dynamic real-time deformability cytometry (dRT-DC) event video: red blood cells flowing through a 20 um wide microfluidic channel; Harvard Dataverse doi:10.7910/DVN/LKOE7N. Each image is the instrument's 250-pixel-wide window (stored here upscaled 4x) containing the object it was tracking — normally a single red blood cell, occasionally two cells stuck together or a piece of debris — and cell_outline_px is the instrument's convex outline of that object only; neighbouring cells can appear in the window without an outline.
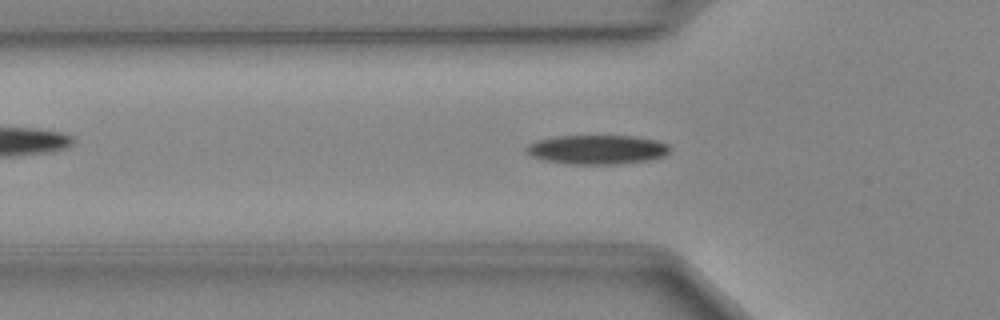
{"species": "Egyptian fruit bat (a non-hibernating species)", "species_latin": "Rousettus aegyptiacus", "temperature_condition": "cold", "stored_images_in_passage": 48, "camera_frame_rate_fps": 3000, "um_per_image_px": 0.085, "animal": {"sex": "female"}, "frame": {"image": 1, "passage_image": 15, "time_ms": 4.667, "image_size_px": [1000, 320], "cell_outline_px": [[672, 148], [664, 156], [648, 160], [616, 164], [572, 164], [544, 160], [532, 156], [524, 148], [528, 144], [536, 140], [556, 136], [632, 136], [656, 140], [668, 144]], "centroid_in_image_um": [50.76, 12.71], "position_along_channel_um": 75.0, "area_um2": 24.39}}
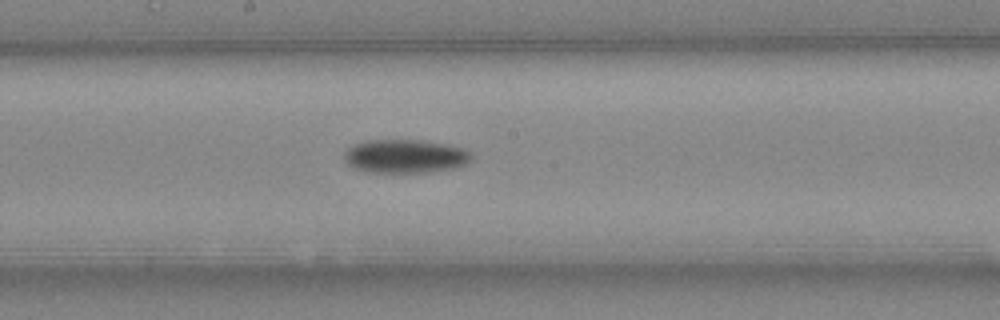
{"frame": {"image": 2, "passage_image": 25, "time_ms": 8.0, "image_size_px": [1000, 320], "cell_outline_px": [[472, 160], [464, 164], [452, 168], [428, 172], [368, 172], [352, 168], [344, 160], [344, 152], [348, 148], [356, 144], [368, 140], [420, 140], [444, 144], [460, 148], [468, 152], [472, 156]], "centroid_in_image_um": [34.38, 13.29], "position_along_channel_um": 213.8, "area_um2": 24.62}}
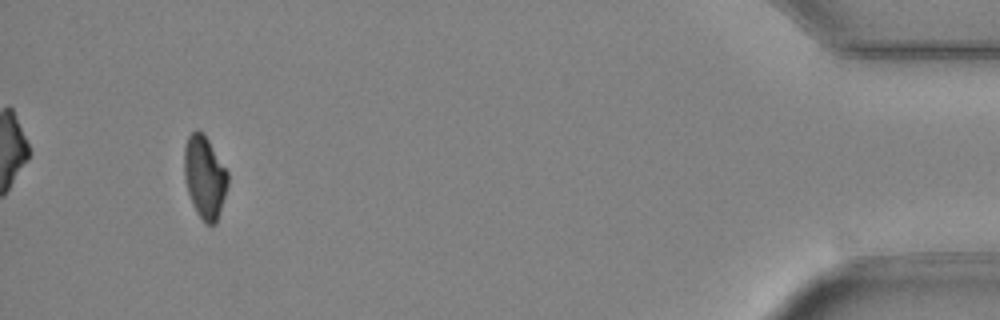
{"frame": {"image": 3, "passage_image": 45, "time_ms": 14.667, "image_size_px": [1000, 320], "cell_outline_px": [[228, 184], [216, 224], [204, 224], [196, 212], [192, 204], [188, 192], [184, 176], [184, 148], [188, 136], [196, 128], [208, 140], [228, 172]], "centroid_in_image_um": [17.38, 15.08], "position_along_channel_um": 417.8, "area_um2": 20.87}}